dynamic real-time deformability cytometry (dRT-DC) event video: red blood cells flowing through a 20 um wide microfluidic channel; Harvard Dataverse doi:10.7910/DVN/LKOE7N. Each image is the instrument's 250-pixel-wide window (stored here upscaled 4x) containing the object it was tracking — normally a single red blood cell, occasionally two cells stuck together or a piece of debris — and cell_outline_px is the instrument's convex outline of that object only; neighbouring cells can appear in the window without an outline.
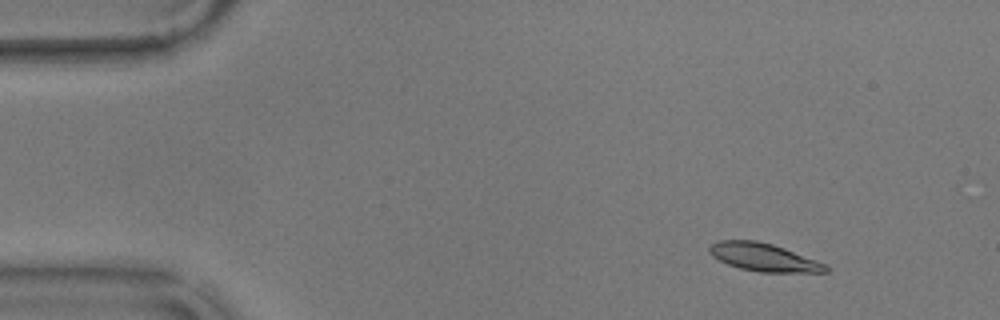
{"species": "common noctule bat (a hibernating species)", "species_latin": "Nyctalus noctula", "temperature_condition": "warm", "stored_images_in_passage": 57, "camera_frame_rate_fps": 3000, "um_per_image_px": 0.085, "animal": {"sex": "male", "body_mass_g": 17.9}, "frame": {"image": 1, "passage_image": 7, "time_ms": 2.0, "image_size_px": [1000, 320], "cell_outline_px": [[828, 272], [760, 272], [740, 268], [728, 264], [712, 256], [708, 248], [712, 244], [720, 240], [756, 240], [772, 244], [784, 248], [816, 260], [824, 264], [828, 268]], "centroid_in_image_um": [64.9, 21.86], "position_along_channel_um": 20.1, "area_um2": 18.67}}
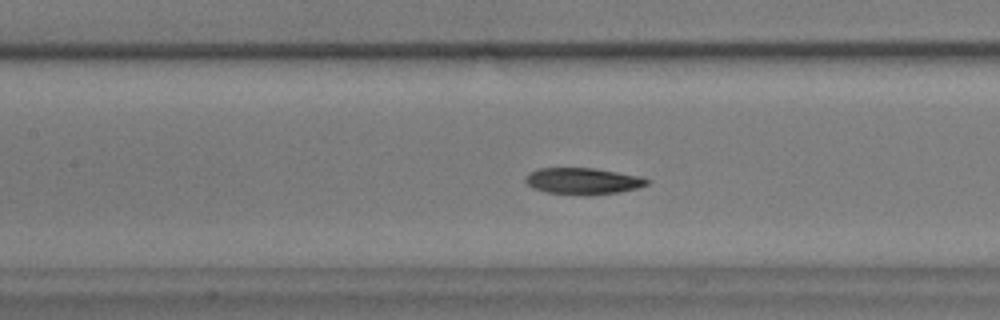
{"frame": {"image": 2, "passage_image": 26, "time_ms": 8.333, "image_size_px": [1000, 320], "cell_outline_px": [[652, 180], [648, 184], [636, 188], [620, 192], [592, 196], [588, 196], [548, 192], [532, 188], [524, 180], [524, 176], [528, 172], [540, 168], [592, 168], [644, 176]], "centroid_in_image_um": [49.58, 15.39], "position_along_channel_um": 157.8, "area_um2": 19.13}}
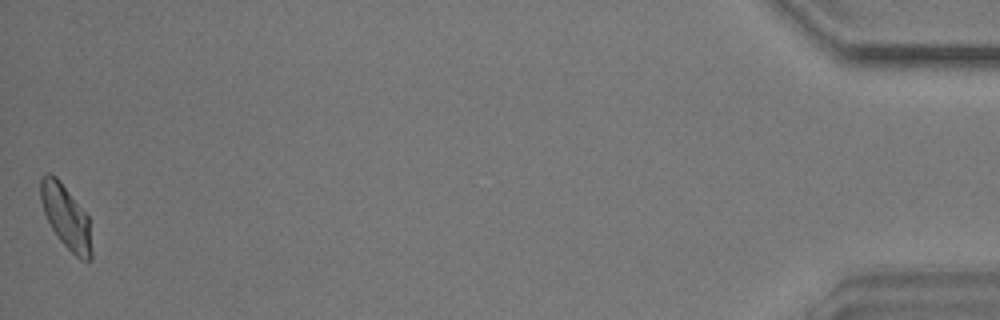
{"frame": {"image": 3, "passage_image": 57, "time_ms": 18.667, "image_size_px": [1000, 320], "cell_outline_px": [[92, 260], [80, 260], [56, 236], [44, 212], [40, 200], [40, 180], [48, 172], [56, 176], [60, 180], [88, 216], [92, 252]], "centroid_in_image_um": [5.61, 18.43], "position_along_channel_um": 429.6, "area_um2": 18.73}, "authors_computed_cell_mechanics": {"area_um2": 18.9006, "velocity_mm_per_s": 3.5506, "shape_relaxation_time_tau1_ms": 6.1515, "shape_relaxation_time_tau2_ms": 2.7276, "deformation_change_tau1": 0.1797, "deformation_change_tau2": 0.0837}}